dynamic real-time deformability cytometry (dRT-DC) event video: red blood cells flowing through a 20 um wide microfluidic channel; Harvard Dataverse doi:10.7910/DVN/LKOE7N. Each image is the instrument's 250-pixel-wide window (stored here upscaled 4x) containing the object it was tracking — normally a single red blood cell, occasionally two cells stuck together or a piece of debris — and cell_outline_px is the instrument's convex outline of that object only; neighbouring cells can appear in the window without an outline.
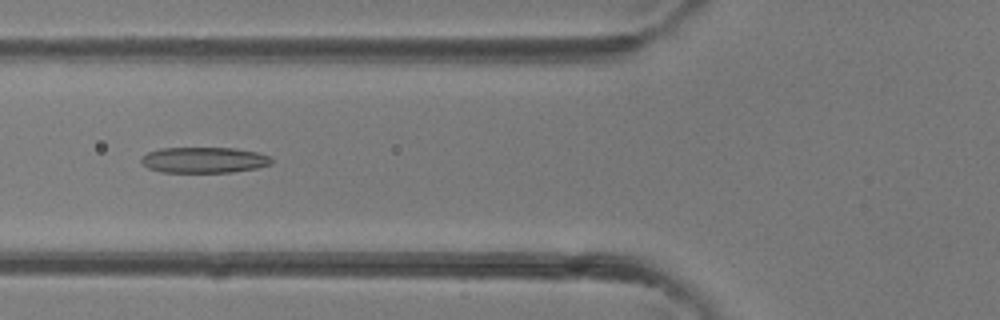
{"species": "common noctule bat (a hibernating species)", "species_latin": "Nyctalus noctula", "temperature_condition": "room temperature", "stored_images_in_passage": 38, "camera_frame_rate_fps": 3000, "um_per_image_px": 0.085, "animal": {"sex": "female"}, "frame": {"image": 1, "passage_image": 13, "time_ms": 4.0, "image_size_px": [1000, 320], "cell_outline_px": [[272, 164], [256, 168], [232, 172], [160, 172], [148, 168], [140, 160], [148, 152], [160, 148], [236, 148], [256, 152], [268, 156], [272, 160]], "centroid_in_image_um": [17.34, 13.6], "position_along_channel_um": 108.5, "area_um2": 19.48}}
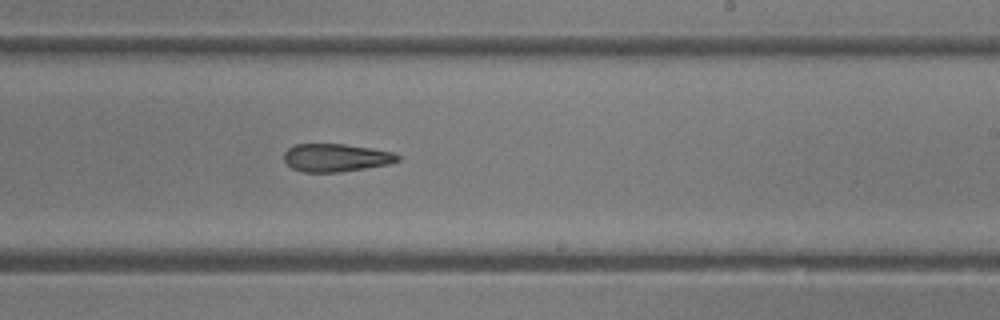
{"frame": {"image": 2, "passage_image": 22, "time_ms": 7.0, "image_size_px": [1000, 320], "cell_outline_px": [[400, 160], [388, 164], [340, 172], [304, 172], [292, 168], [284, 160], [284, 152], [288, 148], [296, 144], [344, 144], [392, 152], [400, 156]], "centroid_in_image_um": [28.53, 13.4], "position_along_channel_um": 260.5, "area_um2": 18.32}}
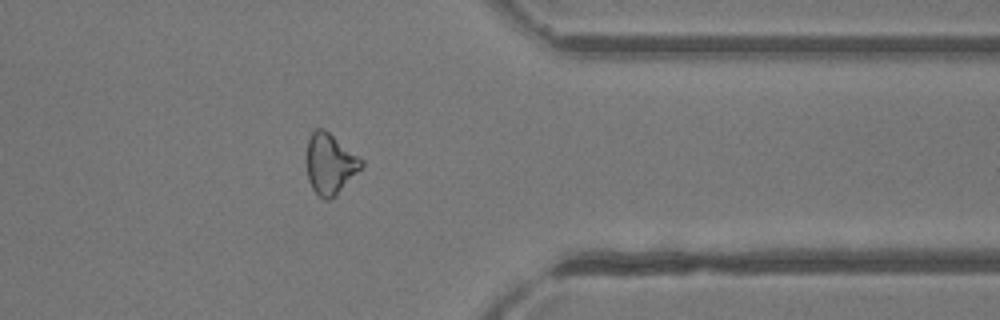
{"frame": {"image": 3, "passage_image": 30, "time_ms": 9.667, "image_size_px": [1000, 320], "cell_outline_px": [[364, 164], [336, 196], [332, 200], [324, 200], [312, 188], [308, 180], [304, 160], [308, 140], [312, 132], [316, 128], [324, 128], [360, 156], [364, 160]], "centroid_in_image_um": [28.02, 13.92], "position_along_channel_um": 383.4, "area_um2": 19.83}}